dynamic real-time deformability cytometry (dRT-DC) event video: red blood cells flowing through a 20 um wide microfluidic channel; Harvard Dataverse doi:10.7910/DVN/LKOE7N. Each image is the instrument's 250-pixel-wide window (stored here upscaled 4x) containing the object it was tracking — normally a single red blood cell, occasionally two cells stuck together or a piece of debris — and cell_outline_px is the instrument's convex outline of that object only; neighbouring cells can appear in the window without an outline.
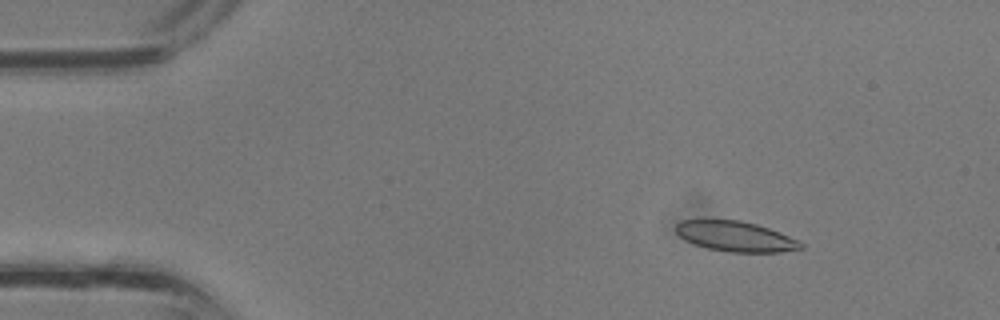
{"species": "common noctule bat (a hibernating species)", "species_latin": "Nyctalus noctula", "temperature_condition": "room temperature", "stored_images_in_passage": 36, "camera_frame_rate_fps": 3000, "um_per_image_px": 0.085, "animal": {"sex": "male", "body_mass_g": 13.3}, "frame": {"image": 1, "passage_image": 5, "time_ms": 1.333, "image_size_px": [1000, 320], "cell_outline_px": [[804, 248], [780, 252], [728, 252], [708, 248], [684, 240], [676, 232], [676, 224], [680, 220], [704, 216], [740, 220], [756, 224], [780, 232], [800, 240], [804, 244]], "centroid_in_image_um": [62.46, 20.04], "position_along_channel_um": 22.5, "area_um2": 22.89}}
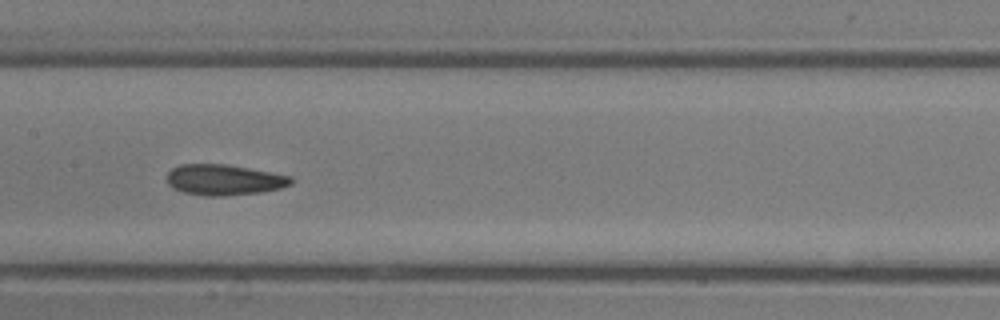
{"frame": {"image": 2, "passage_image": 18, "time_ms": 5.667, "image_size_px": [1000, 320], "cell_outline_px": [[292, 184], [280, 188], [260, 192], [224, 196], [204, 196], [184, 192], [172, 188], [168, 184], [168, 172], [172, 168], [180, 164], [224, 164], [248, 168], [292, 176]], "centroid_in_image_um": [19.03, 15.29], "position_along_channel_um": 188.4, "area_um2": 22.14}}
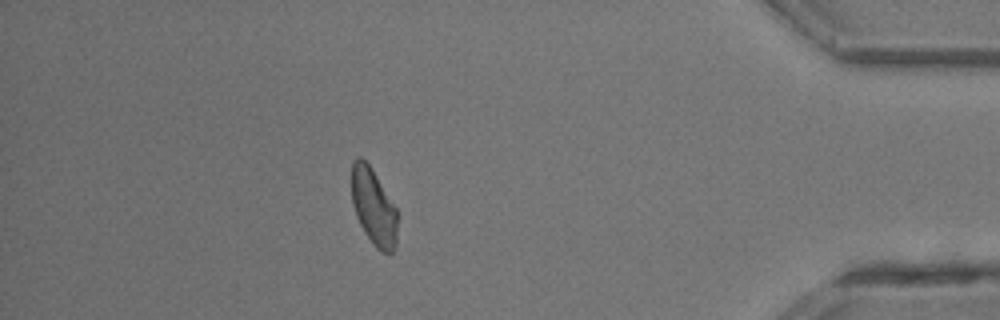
{"frame": {"image": 3, "passage_image": 32, "time_ms": 10.333, "image_size_px": [1000, 320], "cell_outline_px": [[396, 244], [392, 252], [388, 256], [380, 252], [372, 244], [364, 232], [356, 216], [352, 204], [352, 160], [356, 156], [360, 156], [372, 168], [396, 208]], "centroid_in_image_um": [31.74, 17.61], "position_along_channel_um": 403.5, "area_um2": 20.58}}